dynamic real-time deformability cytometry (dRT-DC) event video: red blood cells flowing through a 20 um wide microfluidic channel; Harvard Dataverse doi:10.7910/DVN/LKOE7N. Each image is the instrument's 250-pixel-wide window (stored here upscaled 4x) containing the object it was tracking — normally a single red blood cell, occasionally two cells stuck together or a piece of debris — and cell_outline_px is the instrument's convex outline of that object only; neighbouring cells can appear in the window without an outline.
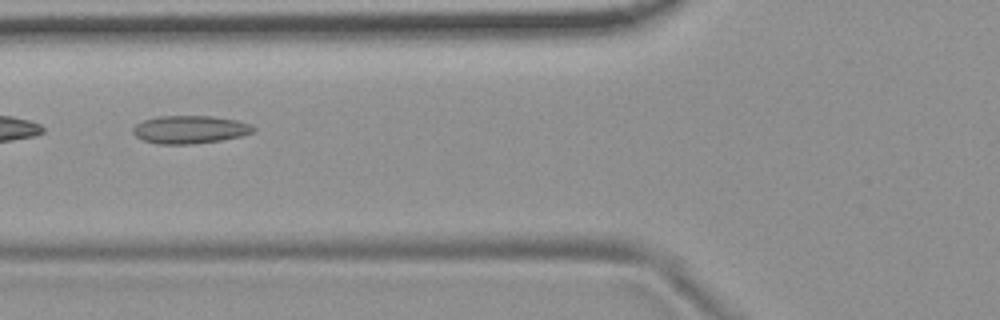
{"species": "common noctule bat (a hibernating species)", "species_latin": "Nyctalus noctula", "temperature_condition": "room temperature", "stored_images_in_passage": 10, "camera_frame_rate_fps": 3000, "um_per_image_px": 0.085, "animal": {"sex": "female", "body_mass_g": 19.9}, "frame": {"image": 1, "passage_image": 6, "time_ms": 6.0, "image_size_px": [1000, 320], "cell_outline_px": [[256, 128], [252, 132], [240, 136], [220, 140], [188, 144], [160, 144], [144, 140], [136, 136], [132, 132], [132, 128], [136, 124], [144, 120], [160, 116], [212, 116], [236, 120], [248, 124]], "centroid_in_image_um": [16.11, 11.0], "position_along_channel_um": 109.7, "area_um2": 19.31}}
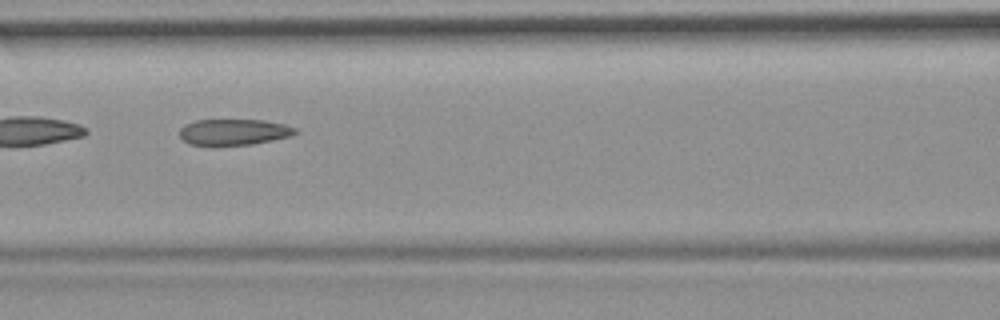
{"frame": {"image": 2, "passage_image": 7, "time_ms": 7.0, "image_size_px": [1000, 320], "cell_outline_px": [[296, 132], [292, 136], [252, 144], [188, 144], [180, 136], [180, 128], [184, 124], [196, 120], [264, 120], [284, 124], [296, 128]], "centroid_in_image_um": [19.88, 11.2], "position_along_channel_um": 146.7, "area_um2": 17.28}}
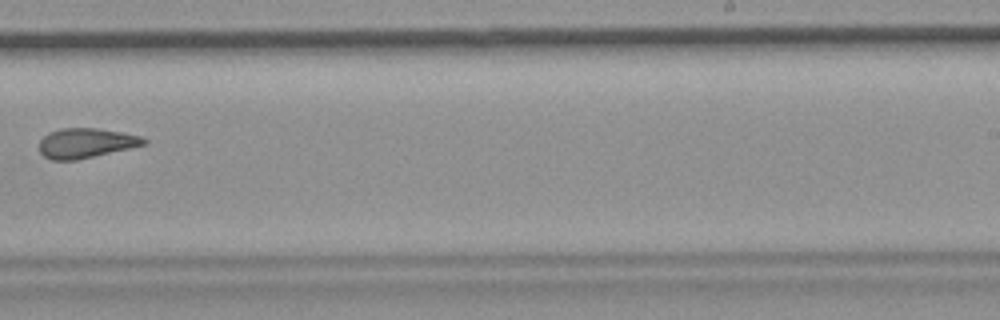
{"frame": {"image": 3, "passage_image": 10, "time_ms": 10.667, "image_size_px": [1000, 320], "cell_outline_px": [[148, 144], [76, 160], [52, 160], [44, 156], [40, 152], [40, 140], [48, 132], [60, 128], [96, 128], [120, 132], [140, 136], [148, 140]], "centroid_in_image_um": [7.3, 12.16], "position_along_channel_um": 281.7, "area_um2": 18.09}}